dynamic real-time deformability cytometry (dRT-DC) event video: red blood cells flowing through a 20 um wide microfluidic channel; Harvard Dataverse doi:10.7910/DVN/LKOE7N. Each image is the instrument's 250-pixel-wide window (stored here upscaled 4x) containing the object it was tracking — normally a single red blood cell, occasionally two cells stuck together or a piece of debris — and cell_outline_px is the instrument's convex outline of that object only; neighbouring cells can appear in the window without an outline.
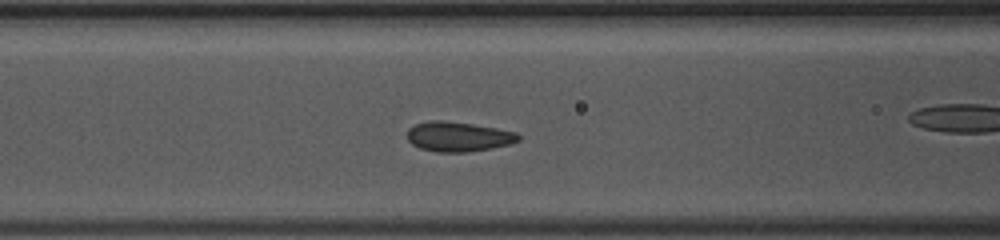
{"species": "common noctule bat (a hibernating species)", "species_latin": "Nyctalus noctula", "temperature_condition": "warm", "stored_images_in_passage": 41, "camera_frame_rate_fps": 3000, "um_per_image_px": 0.085, "animal": {"sex": "female", "body_mass_g": 10.0, "forearm_length_mm": 53.1}, "frame": {"image": 1, "passage_image": 13, "time_ms": 4.0, "image_size_px": [1000, 240], "cell_outline_px": [[520, 140], [512, 144], [468, 152], [436, 152], [420, 148], [412, 144], [408, 140], [408, 128], [416, 124], [428, 120], [444, 120], [472, 124], [496, 128], [516, 132], [520, 136]], "centroid_in_image_um": [38.95, 11.61], "position_along_channel_um": 127.6, "area_um2": 19.36}}
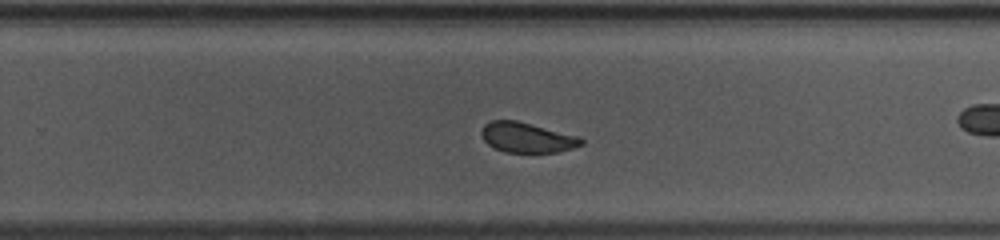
{"frame": {"image": 2, "passage_image": 24, "time_ms": 7.667, "image_size_px": [1000, 240], "cell_outline_px": [[584, 144], [572, 148], [556, 152], [504, 152], [488, 144], [484, 140], [480, 132], [484, 124], [492, 120], [516, 120], [580, 136], [584, 140]], "centroid_in_image_um": [44.8, 11.68], "position_along_channel_um": 285.0, "area_um2": 17.51}}
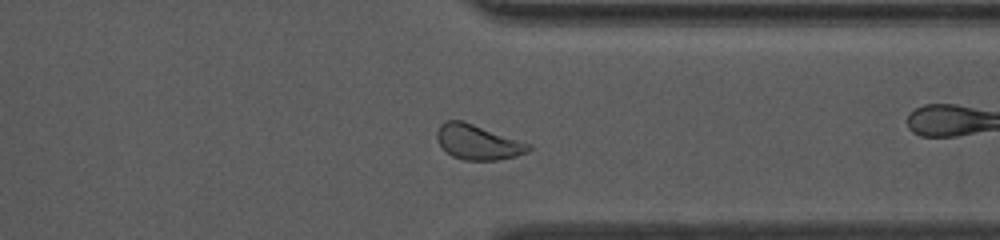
{"frame": {"image": 3, "passage_image": 30, "time_ms": 9.667, "image_size_px": [1000, 240], "cell_outline_px": [[532, 148], [528, 152], [516, 156], [496, 160], [464, 160], [452, 156], [440, 144], [436, 136], [436, 132], [440, 124], [444, 120], [464, 120], [532, 144]], "centroid_in_image_um": [40.64, 12.06], "position_along_channel_um": 370.8, "area_um2": 18.84}}